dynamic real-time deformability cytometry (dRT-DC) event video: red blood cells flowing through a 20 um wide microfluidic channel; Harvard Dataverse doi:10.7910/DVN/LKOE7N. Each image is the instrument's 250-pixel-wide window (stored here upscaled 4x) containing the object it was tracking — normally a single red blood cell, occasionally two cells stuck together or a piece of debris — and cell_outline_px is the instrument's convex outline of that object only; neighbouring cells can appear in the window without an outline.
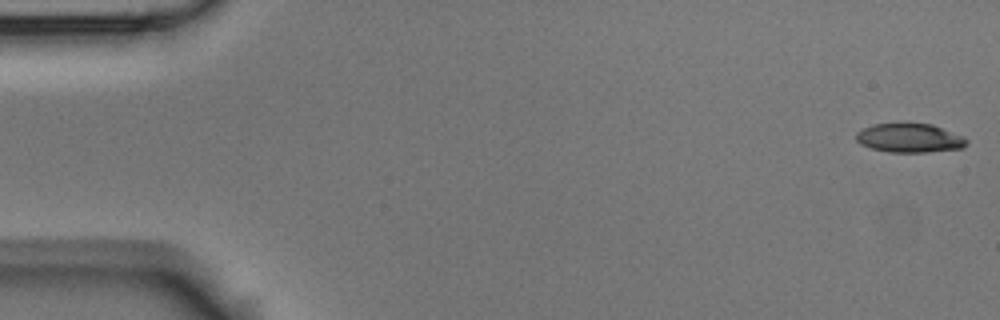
{"species": "Egyptian fruit bat (a non-hibernating species)", "species_latin": "Rousettus aegyptiacus", "temperature_condition": "room temperature", "stored_images_in_passage": 6, "camera_frame_rate_fps": 3000, "um_per_image_px": 0.085, "animal": {"sex": "male"}, "frame": {"image": 1, "passage_image": 1, "time_ms": 0.0, "image_size_px": [1000, 320], "cell_outline_px": [[968, 144], [964, 148], [928, 152], [888, 152], [872, 148], [860, 144], [856, 140], [856, 132], [872, 124], [904, 120], [932, 124], [964, 136], [968, 140]], "centroid_in_image_um": [77.32, 11.68], "position_along_channel_um": 7.7, "area_um2": 19.54}}
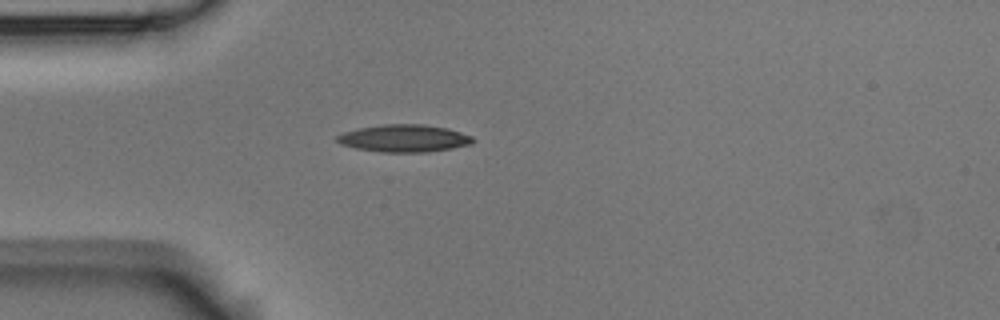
{"frame": {"image": 2, "passage_image": 5, "time_ms": 1.333, "image_size_px": [1000, 320], "cell_outline_px": [[476, 140], [472, 144], [452, 148], [428, 152], [380, 152], [356, 148], [340, 144], [336, 140], [336, 136], [344, 132], [356, 128], [384, 124], [424, 124], [448, 128], [472, 136]], "centroid_in_image_um": [34.35, 11.75], "position_along_channel_um": 50.6, "area_um2": 21.85}}